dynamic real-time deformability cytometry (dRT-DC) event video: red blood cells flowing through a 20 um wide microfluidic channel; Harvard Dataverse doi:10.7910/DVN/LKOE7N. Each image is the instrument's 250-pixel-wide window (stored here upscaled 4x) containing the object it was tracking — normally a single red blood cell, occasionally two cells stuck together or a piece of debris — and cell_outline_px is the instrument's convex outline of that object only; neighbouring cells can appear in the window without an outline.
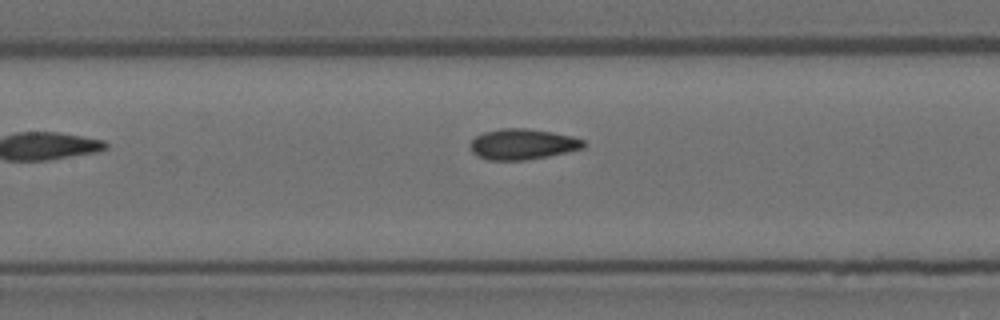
{"species": "Egyptian fruit bat (a non-hibernating species)", "species_latin": "Rousettus aegyptiacus", "temperature_condition": "room temperature", "stored_images_in_passage": 9, "camera_frame_rate_fps": 3000, "um_per_image_px": 0.085, "animal": {"sex": "female"}, "frame": {"image": 1, "passage_image": 8, "time_ms": 2.333, "image_size_px": [1000, 320], "cell_outline_px": [[588, 144], [584, 148], [548, 156], [524, 160], [488, 160], [476, 156], [472, 152], [468, 144], [476, 136], [484, 132], [500, 128], [524, 128], [552, 132], [572, 136], [584, 140]], "centroid_in_image_um": [44.41, 12.26], "position_along_channel_um": 163.0, "area_um2": 20.4}}
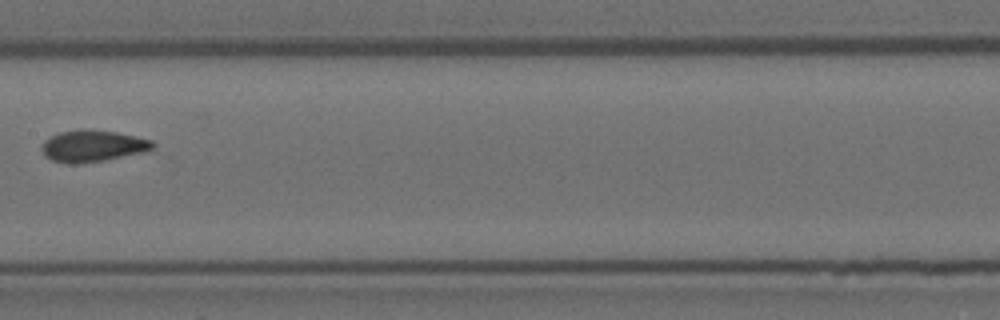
{"frame": {"image": 2, "passage_image": 9, "time_ms": 2.667, "image_size_px": [1000, 320], "cell_outline_px": [[156, 144], [152, 148], [144, 152], [104, 160], [72, 164], [52, 160], [44, 156], [40, 148], [44, 140], [60, 132], [116, 132], [152, 140]], "centroid_in_image_um": [7.87, 12.45], "position_along_channel_um": 199.5, "area_um2": 19.59}}